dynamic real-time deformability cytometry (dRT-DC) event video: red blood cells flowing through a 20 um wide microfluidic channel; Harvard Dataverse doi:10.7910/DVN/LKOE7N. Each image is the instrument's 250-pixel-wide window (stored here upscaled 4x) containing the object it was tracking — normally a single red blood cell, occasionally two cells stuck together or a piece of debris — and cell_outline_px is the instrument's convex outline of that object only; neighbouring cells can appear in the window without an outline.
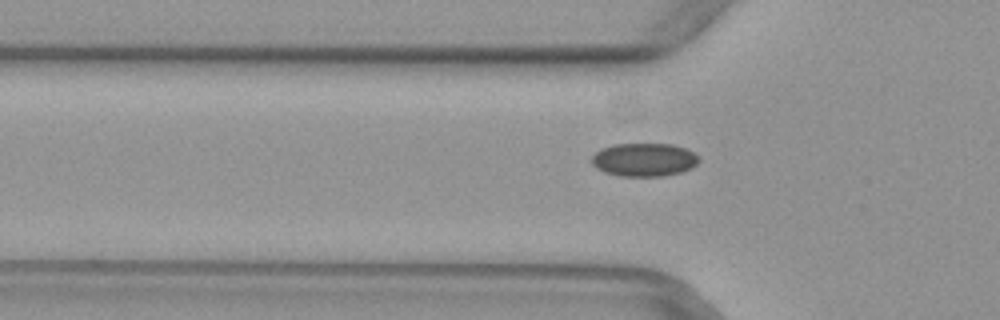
{"species": "common noctule bat (a hibernating species)", "species_latin": "Nyctalus noctula", "temperature_condition": "warm", "stored_images_in_passage": 51, "camera_frame_rate_fps": 3000, "um_per_image_px": 0.085, "animal": {"sex": "female", "body_mass_g": 29.2, "forearm_length_mm": 56.3}, "frame": {"image": 1, "passage_image": 17, "time_ms": 5.333, "image_size_px": [1000, 320], "cell_outline_px": [[700, 160], [692, 168], [684, 172], [664, 176], [620, 176], [604, 172], [596, 168], [592, 164], [592, 156], [600, 148], [616, 144], [672, 144], [688, 148]], "centroid_in_image_um": [54.76, 13.58], "position_along_channel_um": 71.0, "area_um2": 20.98}}
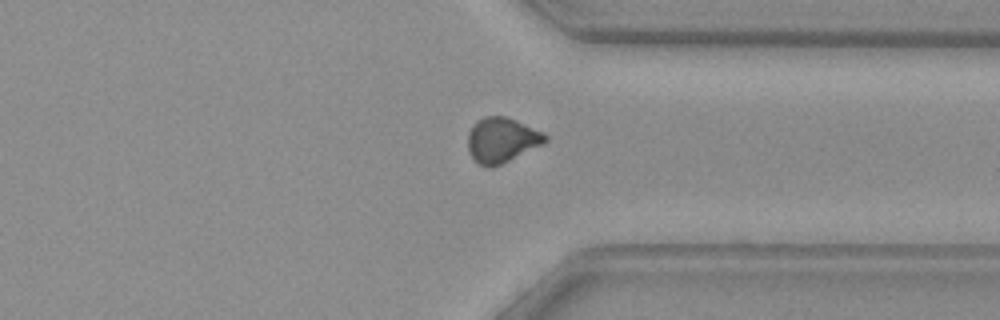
{"frame": {"image": 2, "passage_image": 39, "time_ms": 12.667, "image_size_px": [1000, 320], "cell_outline_px": [[548, 140], [492, 168], [488, 168], [476, 164], [468, 152], [468, 132], [476, 120], [484, 116], [508, 116], [544, 132], [548, 136]], "centroid_in_image_um": [42.6, 11.89], "position_along_channel_um": 368.8, "area_um2": 20.35}}
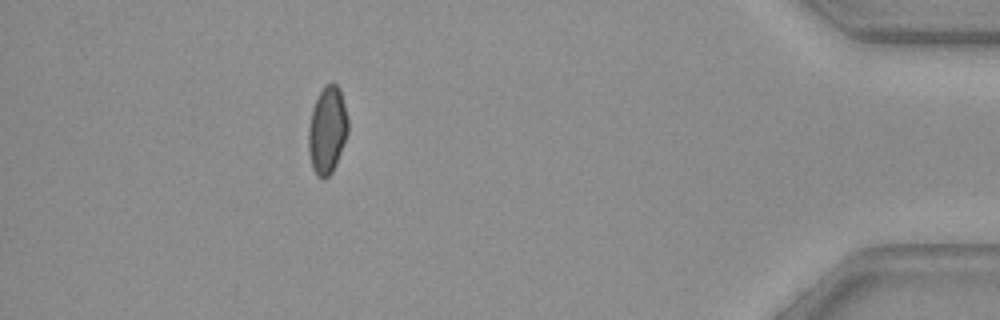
{"frame": {"image": 3, "passage_image": 46, "time_ms": 15.0, "image_size_px": [1000, 320], "cell_outline_px": [[348, 132], [336, 164], [332, 172], [324, 180], [316, 176], [312, 168], [308, 148], [308, 128], [312, 108], [324, 84], [336, 84], [340, 88], [348, 120]], "centroid_in_image_um": [27.8, 11.08], "position_along_channel_um": 407.4, "area_um2": 20.17}}